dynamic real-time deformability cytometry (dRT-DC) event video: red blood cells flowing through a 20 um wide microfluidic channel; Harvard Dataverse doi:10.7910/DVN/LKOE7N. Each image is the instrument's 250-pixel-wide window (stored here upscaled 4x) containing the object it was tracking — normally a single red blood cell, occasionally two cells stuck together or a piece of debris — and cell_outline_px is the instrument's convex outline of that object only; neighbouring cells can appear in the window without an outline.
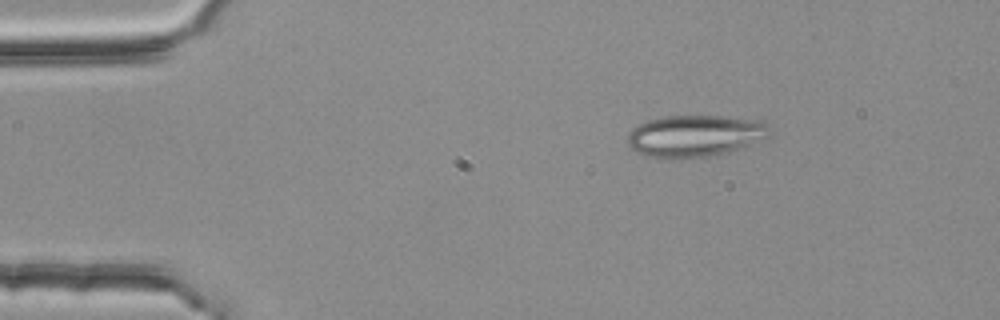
{"species": "common noctule bat (a hibernating species)", "species_latin": "Nyctalus noctula", "temperature_condition": "room temperature", "stored_images_in_passage": 3, "camera_frame_rate_fps": 3000, "um_per_image_px": 0.085, "animal": {"sex": "female", "body_mass_g": 25.1}, "frame": {"image": 1, "passage_image": 1, "time_ms": 0.0, "image_size_px": [1000, 320], "cell_outline_px": [[772, 132], [768, 136], [760, 140], [740, 148], [712, 156], [672, 160], [648, 156], [636, 152], [628, 144], [628, 136], [632, 128], [648, 120], [664, 116], [724, 116], [764, 120], [768, 124]], "centroid_in_image_um": [59.09, 11.55], "position_along_channel_um": 25.9, "area_um2": 34.97}}